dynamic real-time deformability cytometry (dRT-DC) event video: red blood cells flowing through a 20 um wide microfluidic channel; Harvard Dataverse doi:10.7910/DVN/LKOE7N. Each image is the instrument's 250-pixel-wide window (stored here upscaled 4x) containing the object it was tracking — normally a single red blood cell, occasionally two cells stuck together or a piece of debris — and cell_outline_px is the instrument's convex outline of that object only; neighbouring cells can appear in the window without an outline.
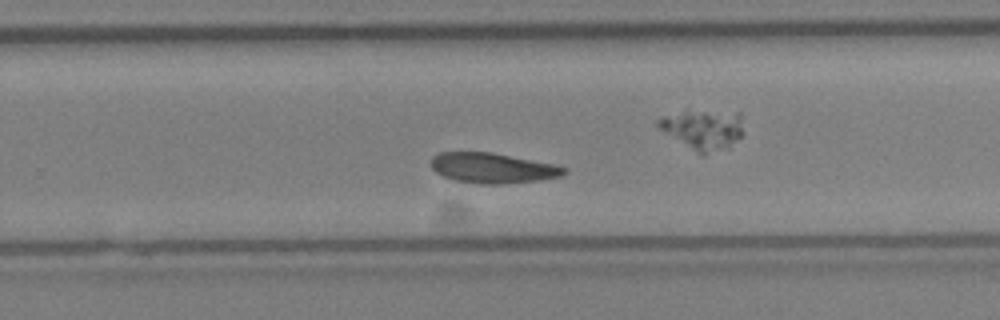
{"species": "Egyptian fruit bat (a non-hibernating species)", "species_latin": "Rousettus aegyptiacus", "temperature_condition": "cold", "stored_images_in_passage": 42, "camera_frame_rate_fps": 3000, "um_per_image_px": 0.085, "animal": {"sex": "female"}, "frame": {"image": 1, "passage_image": 26, "time_ms": 8.333, "image_size_px": [1000, 320], "cell_outline_px": [[568, 172], [560, 176], [540, 180], [500, 184], [476, 184], [456, 180], [444, 176], [436, 172], [432, 168], [432, 156], [440, 152], [492, 152], [556, 164], [568, 168]], "centroid_in_image_um": [41.91, 14.28], "position_along_channel_um": 287.9, "area_um2": 23.52}}
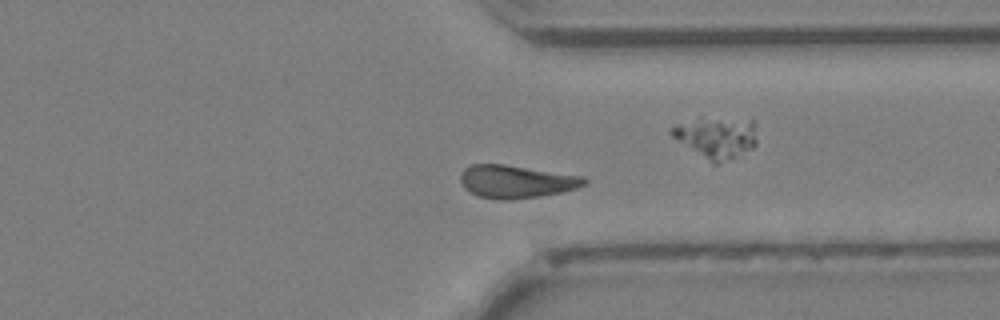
{"frame": {"image": 2, "passage_image": 31, "time_ms": 10.0, "image_size_px": [1000, 320], "cell_outline_px": [[588, 184], [576, 188], [560, 192], [540, 196], [512, 200], [504, 200], [480, 196], [464, 188], [460, 180], [460, 172], [464, 168], [472, 164], [504, 164], [584, 176], [588, 180]], "centroid_in_image_um": [43.89, 15.42], "position_along_channel_um": 367.5, "area_um2": 23.76}}
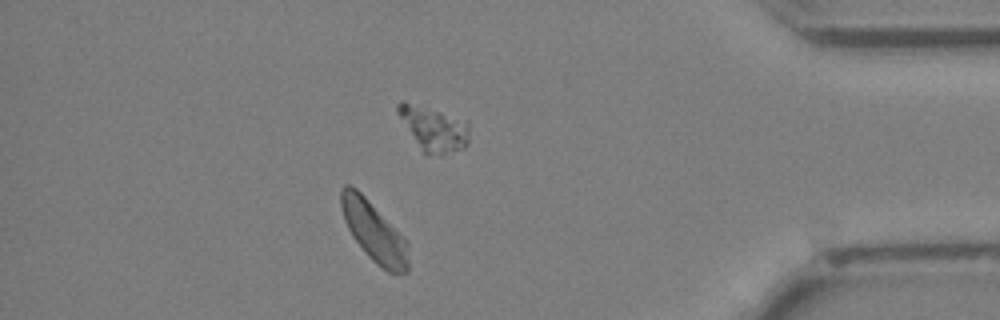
{"frame": {"image": 3, "passage_image": 36, "time_ms": 11.667, "image_size_px": [1000, 320], "cell_outline_px": [[408, 272], [388, 272], [376, 264], [364, 252], [352, 236], [344, 220], [340, 204], [340, 188], [344, 184], [348, 184], [356, 188], [408, 240]], "centroid_in_image_um": [31.78, 19.68], "position_along_channel_um": 403.4, "area_um2": 23.52}}